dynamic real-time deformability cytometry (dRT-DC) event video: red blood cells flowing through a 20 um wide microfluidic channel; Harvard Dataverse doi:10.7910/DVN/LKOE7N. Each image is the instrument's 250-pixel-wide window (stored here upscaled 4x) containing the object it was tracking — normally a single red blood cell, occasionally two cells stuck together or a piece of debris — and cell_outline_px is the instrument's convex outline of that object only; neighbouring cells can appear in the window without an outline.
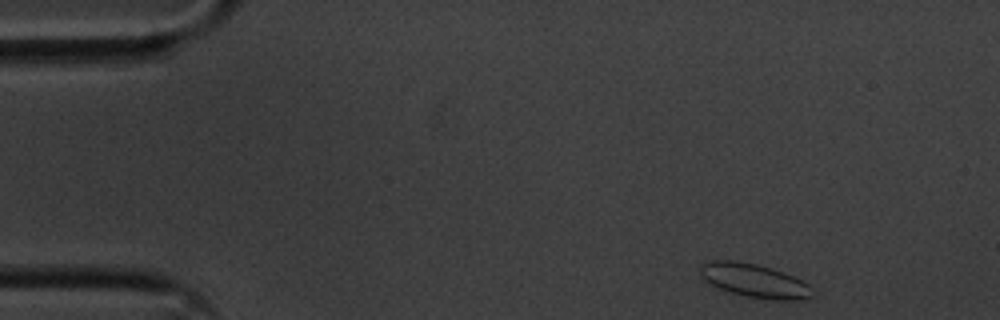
{"species": "common noctule bat (a hibernating species)", "species_latin": "Nyctalus noctula", "temperature_condition": "cold", "stored_images_in_passage": 51, "camera_frame_rate_fps": 3000, "um_per_image_px": 0.085, "animal": {"sex": "male", "body_mass_g": 20.1, "forearm_length_mm": 53.5}, "frame": {"image": 1, "passage_image": 1, "time_ms": 0.0, "image_size_px": [1000, 320], "cell_outline_px": [[816, 296], [804, 300], [776, 300], [748, 296], [732, 292], [720, 288], [704, 280], [700, 276], [700, 264], [704, 260], [736, 260], [756, 264], [772, 268], [792, 276], [808, 284], [812, 288]], "centroid_in_image_um": [64.13, 23.84], "position_along_channel_um": 20.9, "area_um2": 22.14}}
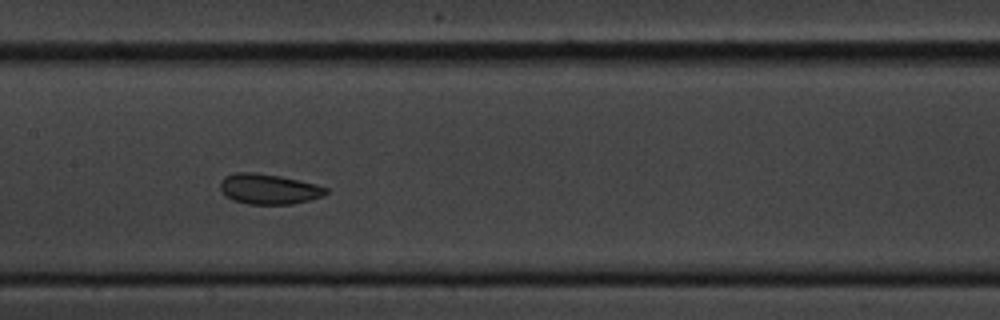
{"frame": {"image": 2, "passage_image": 22, "time_ms": 7.0, "image_size_px": [1000, 320], "cell_outline_px": [[328, 192], [324, 196], [312, 200], [292, 204], [248, 204], [224, 196], [220, 188], [220, 180], [224, 176], [236, 172], [256, 172], [280, 176], [300, 180], [316, 184], [328, 188]], "centroid_in_image_um": [22.86, 16.06], "position_along_channel_um": 184.5, "area_um2": 18.9}}
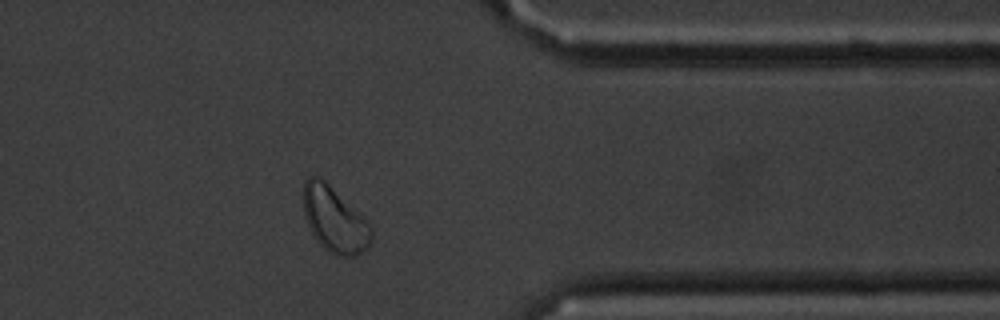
{"frame": {"image": 3, "passage_image": 40, "time_ms": 13.0, "image_size_px": [1000, 320], "cell_outline_px": [[372, 240], [368, 248], [352, 256], [340, 256], [328, 252], [316, 240], [304, 216], [300, 196], [304, 180], [308, 176], [316, 176], [324, 180], [372, 228]], "centroid_in_image_um": [28.35, 18.66], "position_along_channel_um": 383.1, "area_um2": 25.66}, "authors_computed_cell_mechanics": {"area_um2": 19.7098, "velocity_mm_per_s": 3.5066, "shape_relaxation_time_tau1_ms": 1.6944, "shape_relaxation_time_tau2_ms": 3.1231, "deformation_change_tau1": 0.0855, "deformation_change_tau2": 0.0857}}